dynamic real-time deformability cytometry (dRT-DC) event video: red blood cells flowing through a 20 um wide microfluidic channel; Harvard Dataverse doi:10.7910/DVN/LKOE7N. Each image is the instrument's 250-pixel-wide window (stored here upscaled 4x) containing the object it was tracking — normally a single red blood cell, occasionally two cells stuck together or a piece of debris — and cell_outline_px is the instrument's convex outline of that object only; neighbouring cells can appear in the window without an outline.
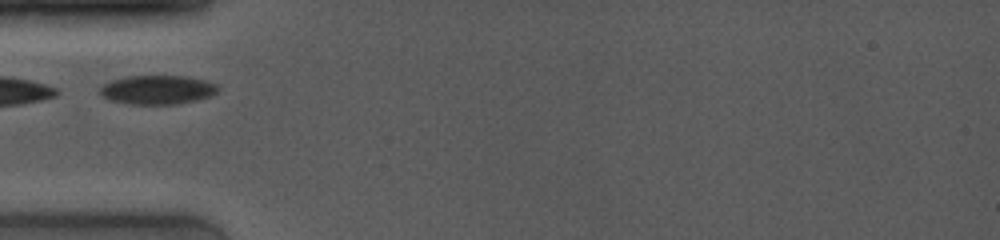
{"species": "common noctule bat (a hibernating species)", "species_latin": "Nyctalus noctula", "temperature_condition": "room temperature", "stored_images_in_passage": 14, "camera_frame_rate_fps": 4000, "um_per_image_px": 0.085, "animal": {"sex": "female", "body_mass_g": 19.0, "forearm_length_mm": 53.3}, "frame": {"image": 1, "passage_image": 1, "time_ms": 0.0, "image_size_px": [1000, 240], "cell_outline_px": [[220, 88], [212, 96], [196, 100], [176, 104], [128, 104], [112, 100], [100, 96], [100, 88], [104, 84], [112, 80], [124, 76], [184, 76], [204, 80], [216, 84]], "centroid_in_image_um": [13.38, 7.63], "position_along_channel_um": 71.6, "area_um2": 19.94}}